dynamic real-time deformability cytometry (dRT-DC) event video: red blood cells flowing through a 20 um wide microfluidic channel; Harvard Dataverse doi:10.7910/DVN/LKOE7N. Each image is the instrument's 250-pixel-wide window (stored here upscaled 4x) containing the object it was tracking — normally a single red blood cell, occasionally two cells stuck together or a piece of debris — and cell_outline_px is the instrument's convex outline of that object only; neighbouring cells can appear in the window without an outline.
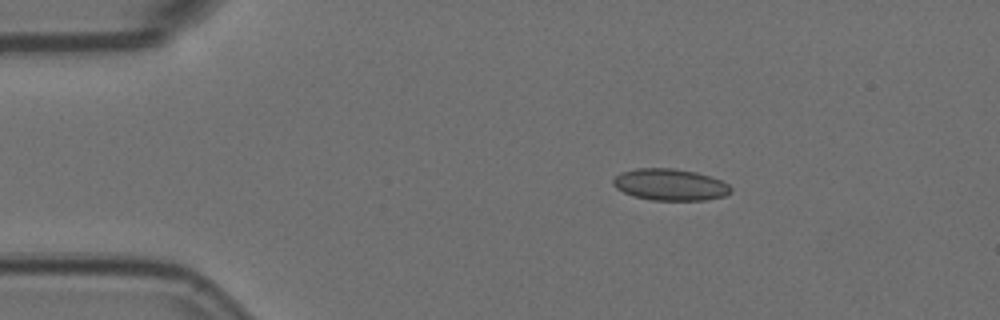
{"species": "Egyptian fruit bat (a non-hibernating species)", "species_latin": "Rousettus aegyptiacus", "temperature_condition": "room temperature", "stored_images_in_passage": 4, "camera_frame_rate_fps": 3000, "um_per_image_px": 0.085, "animal": {"sex": "female"}, "frame": {"image": 1, "passage_image": 1, "time_ms": 0.0, "image_size_px": [1000, 320], "cell_outline_px": [[732, 192], [724, 196], [704, 200], [652, 200], [632, 196], [616, 188], [612, 184], [612, 180], [620, 172], [636, 168], [672, 168], [696, 172], [720, 180], [728, 184], [732, 188]], "centroid_in_image_um": [56.93, 15.69], "position_along_channel_um": 28.1, "area_um2": 21.73}}
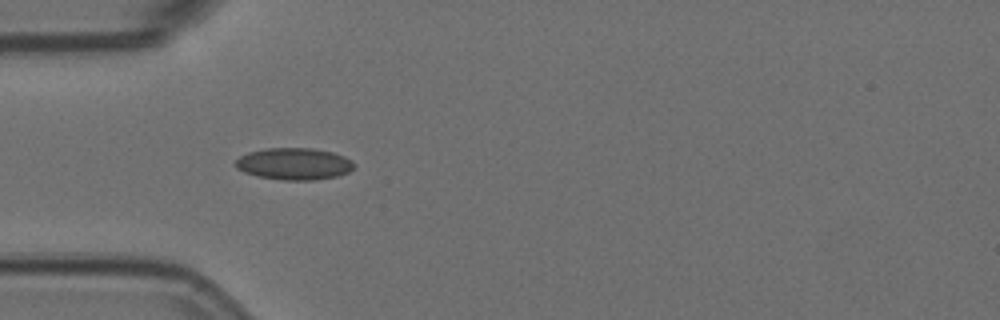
{"frame": {"image": 2, "passage_image": 3, "time_ms": 0.667, "image_size_px": [1000, 320], "cell_outline_px": [[356, 164], [348, 172], [336, 176], [312, 180], [284, 180], [256, 176], [244, 172], [236, 168], [236, 160], [240, 156], [248, 152], [264, 148], [312, 148], [332, 152], [344, 156], [352, 160]], "centroid_in_image_um": [24.99, 13.92], "position_along_channel_um": 60.0, "area_um2": 22.02}}
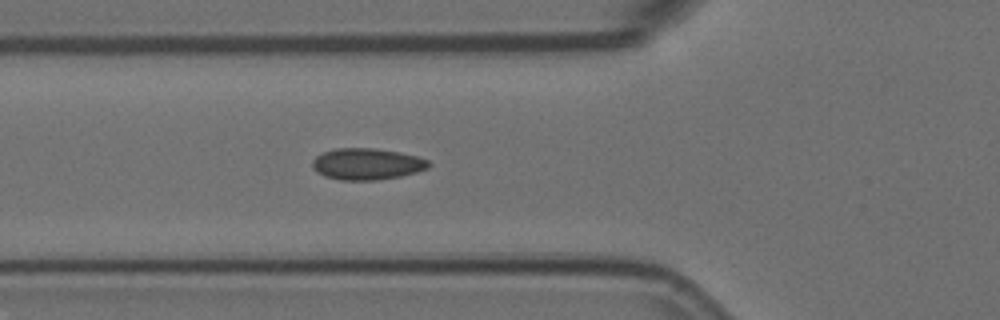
{"frame": {"image": 3, "passage_image": 4, "time_ms": 1.0, "image_size_px": [1000, 320], "cell_outline_px": [[432, 164], [428, 168], [416, 172], [400, 176], [376, 180], [340, 180], [324, 176], [316, 172], [312, 168], [312, 160], [316, 156], [324, 152], [336, 148], [376, 148], [400, 152], [416, 156], [428, 160]], "centroid_in_image_um": [31.18, 13.94], "position_along_channel_um": 94.6, "area_um2": 21.44}}